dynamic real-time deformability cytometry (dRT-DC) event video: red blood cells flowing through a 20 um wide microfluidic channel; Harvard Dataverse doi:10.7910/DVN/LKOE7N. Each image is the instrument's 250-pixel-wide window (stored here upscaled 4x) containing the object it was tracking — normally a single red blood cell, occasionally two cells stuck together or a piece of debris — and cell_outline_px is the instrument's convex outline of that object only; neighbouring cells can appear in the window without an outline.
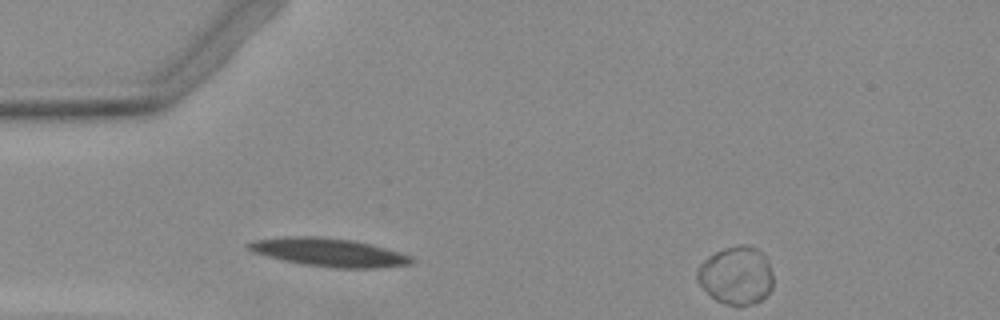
{"species": "Egyptian fruit bat (a non-hibernating species)", "species_latin": "Rousettus aegyptiacus", "temperature_condition": "warm", "stored_images_in_passage": 7, "segment_of_instrument_passage": [2, 2], "camera_frame_rate_fps": 3000, "um_per_image_px": 0.085, "animal": {"sex": "female"}, "frame": {"image": 1, "passage_image": 7, "time_ms": 2.0, "image_size_px": [1000, 320], "cell_outline_px": [[772, 288], [760, 300], [752, 304], [724, 304], [716, 300], [696, 280], [696, 272], [700, 264], [708, 256], [724, 248], [740, 244], [748, 244], [756, 248], [768, 260], [772, 272]], "centroid_in_image_um": [62.57, 23.38], "position_along_channel_um": 22.4, "area_um2": 25.43}}